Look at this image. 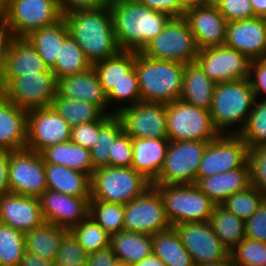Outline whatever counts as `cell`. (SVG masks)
<instances>
[{"instance_id": "cell-23", "label": "cell", "mask_w": 266, "mask_h": 266, "mask_svg": "<svg viewBox=\"0 0 266 266\" xmlns=\"http://www.w3.org/2000/svg\"><path fill=\"white\" fill-rule=\"evenodd\" d=\"M57 94L69 99L83 100L97 105L105 114L109 107L107 94L102 89L98 75L93 68L79 74L68 75L57 80Z\"/></svg>"}, {"instance_id": "cell-60", "label": "cell", "mask_w": 266, "mask_h": 266, "mask_svg": "<svg viewBox=\"0 0 266 266\" xmlns=\"http://www.w3.org/2000/svg\"><path fill=\"white\" fill-rule=\"evenodd\" d=\"M132 266H167L162 262L154 253L145 257L139 262L134 263Z\"/></svg>"}, {"instance_id": "cell-1", "label": "cell", "mask_w": 266, "mask_h": 266, "mask_svg": "<svg viewBox=\"0 0 266 266\" xmlns=\"http://www.w3.org/2000/svg\"><path fill=\"white\" fill-rule=\"evenodd\" d=\"M109 7L121 50L141 52L172 18L135 0H109Z\"/></svg>"}, {"instance_id": "cell-48", "label": "cell", "mask_w": 266, "mask_h": 266, "mask_svg": "<svg viewBox=\"0 0 266 266\" xmlns=\"http://www.w3.org/2000/svg\"><path fill=\"white\" fill-rule=\"evenodd\" d=\"M250 183L266 197V146L249 148Z\"/></svg>"}, {"instance_id": "cell-36", "label": "cell", "mask_w": 266, "mask_h": 266, "mask_svg": "<svg viewBox=\"0 0 266 266\" xmlns=\"http://www.w3.org/2000/svg\"><path fill=\"white\" fill-rule=\"evenodd\" d=\"M212 231L231 252L246 238L245 220L240 219L222 205H216L208 221Z\"/></svg>"}, {"instance_id": "cell-9", "label": "cell", "mask_w": 266, "mask_h": 266, "mask_svg": "<svg viewBox=\"0 0 266 266\" xmlns=\"http://www.w3.org/2000/svg\"><path fill=\"white\" fill-rule=\"evenodd\" d=\"M62 18L57 0H8L2 23L15 37L25 38Z\"/></svg>"}, {"instance_id": "cell-4", "label": "cell", "mask_w": 266, "mask_h": 266, "mask_svg": "<svg viewBox=\"0 0 266 266\" xmlns=\"http://www.w3.org/2000/svg\"><path fill=\"white\" fill-rule=\"evenodd\" d=\"M255 100L249 79L216 83L209 110L215 129L220 134H226L231 126L239 124L237 129L227 132L238 134L245 126Z\"/></svg>"}, {"instance_id": "cell-40", "label": "cell", "mask_w": 266, "mask_h": 266, "mask_svg": "<svg viewBox=\"0 0 266 266\" xmlns=\"http://www.w3.org/2000/svg\"><path fill=\"white\" fill-rule=\"evenodd\" d=\"M89 216L109 235L124 230L123 204L90 200Z\"/></svg>"}, {"instance_id": "cell-29", "label": "cell", "mask_w": 266, "mask_h": 266, "mask_svg": "<svg viewBox=\"0 0 266 266\" xmlns=\"http://www.w3.org/2000/svg\"><path fill=\"white\" fill-rule=\"evenodd\" d=\"M216 83L196 63L185 64L183 88L179 99L197 107L210 110Z\"/></svg>"}, {"instance_id": "cell-3", "label": "cell", "mask_w": 266, "mask_h": 266, "mask_svg": "<svg viewBox=\"0 0 266 266\" xmlns=\"http://www.w3.org/2000/svg\"><path fill=\"white\" fill-rule=\"evenodd\" d=\"M134 68L142 102L169 104L180 98L185 64L154 60L135 52Z\"/></svg>"}, {"instance_id": "cell-42", "label": "cell", "mask_w": 266, "mask_h": 266, "mask_svg": "<svg viewBox=\"0 0 266 266\" xmlns=\"http://www.w3.org/2000/svg\"><path fill=\"white\" fill-rule=\"evenodd\" d=\"M25 252V233L0 223V266H18Z\"/></svg>"}, {"instance_id": "cell-2", "label": "cell", "mask_w": 266, "mask_h": 266, "mask_svg": "<svg viewBox=\"0 0 266 266\" xmlns=\"http://www.w3.org/2000/svg\"><path fill=\"white\" fill-rule=\"evenodd\" d=\"M63 18L70 35L92 65L121 50L116 40L109 4L100 9L76 11L63 15Z\"/></svg>"}, {"instance_id": "cell-19", "label": "cell", "mask_w": 266, "mask_h": 266, "mask_svg": "<svg viewBox=\"0 0 266 266\" xmlns=\"http://www.w3.org/2000/svg\"><path fill=\"white\" fill-rule=\"evenodd\" d=\"M90 199L47 189L39 197L43 220L70 230L89 216Z\"/></svg>"}, {"instance_id": "cell-18", "label": "cell", "mask_w": 266, "mask_h": 266, "mask_svg": "<svg viewBox=\"0 0 266 266\" xmlns=\"http://www.w3.org/2000/svg\"><path fill=\"white\" fill-rule=\"evenodd\" d=\"M71 127L50 106L28 112L26 148L41 153L44 149L70 141Z\"/></svg>"}, {"instance_id": "cell-37", "label": "cell", "mask_w": 266, "mask_h": 266, "mask_svg": "<svg viewBox=\"0 0 266 266\" xmlns=\"http://www.w3.org/2000/svg\"><path fill=\"white\" fill-rule=\"evenodd\" d=\"M51 107L72 128L83 123L98 121L105 113L95 104L55 95Z\"/></svg>"}, {"instance_id": "cell-51", "label": "cell", "mask_w": 266, "mask_h": 266, "mask_svg": "<svg viewBox=\"0 0 266 266\" xmlns=\"http://www.w3.org/2000/svg\"><path fill=\"white\" fill-rule=\"evenodd\" d=\"M99 131V120L90 123H83L71 128L70 141L87 150H91Z\"/></svg>"}, {"instance_id": "cell-32", "label": "cell", "mask_w": 266, "mask_h": 266, "mask_svg": "<svg viewBox=\"0 0 266 266\" xmlns=\"http://www.w3.org/2000/svg\"><path fill=\"white\" fill-rule=\"evenodd\" d=\"M44 163L58 164L88 174L90 177L95 168L91 160L90 150L72 141L55 144L41 153Z\"/></svg>"}, {"instance_id": "cell-27", "label": "cell", "mask_w": 266, "mask_h": 266, "mask_svg": "<svg viewBox=\"0 0 266 266\" xmlns=\"http://www.w3.org/2000/svg\"><path fill=\"white\" fill-rule=\"evenodd\" d=\"M195 185L216 205H221L227 198L236 192L243 191L251 185L249 165L199 178Z\"/></svg>"}, {"instance_id": "cell-50", "label": "cell", "mask_w": 266, "mask_h": 266, "mask_svg": "<svg viewBox=\"0 0 266 266\" xmlns=\"http://www.w3.org/2000/svg\"><path fill=\"white\" fill-rule=\"evenodd\" d=\"M132 154V138L122 131L112 144V153H109V166L132 167Z\"/></svg>"}, {"instance_id": "cell-53", "label": "cell", "mask_w": 266, "mask_h": 266, "mask_svg": "<svg viewBox=\"0 0 266 266\" xmlns=\"http://www.w3.org/2000/svg\"><path fill=\"white\" fill-rule=\"evenodd\" d=\"M249 81L255 98L264 93L263 99H266V58L251 61Z\"/></svg>"}, {"instance_id": "cell-57", "label": "cell", "mask_w": 266, "mask_h": 266, "mask_svg": "<svg viewBox=\"0 0 266 266\" xmlns=\"http://www.w3.org/2000/svg\"><path fill=\"white\" fill-rule=\"evenodd\" d=\"M9 162H10V150L0 151V197L10 193L9 185Z\"/></svg>"}, {"instance_id": "cell-52", "label": "cell", "mask_w": 266, "mask_h": 266, "mask_svg": "<svg viewBox=\"0 0 266 266\" xmlns=\"http://www.w3.org/2000/svg\"><path fill=\"white\" fill-rule=\"evenodd\" d=\"M246 238L266 243V199L259 209L245 221Z\"/></svg>"}, {"instance_id": "cell-45", "label": "cell", "mask_w": 266, "mask_h": 266, "mask_svg": "<svg viewBox=\"0 0 266 266\" xmlns=\"http://www.w3.org/2000/svg\"><path fill=\"white\" fill-rule=\"evenodd\" d=\"M107 101L110 106L112 103H126V105L117 106L112 115L116 114L123 108L133 106L138 102H141L140 88L138 83V76L135 68H133L128 74L127 78L121 81L117 86H114L107 94ZM130 102V103H127ZM128 104V105H127Z\"/></svg>"}, {"instance_id": "cell-54", "label": "cell", "mask_w": 266, "mask_h": 266, "mask_svg": "<svg viewBox=\"0 0 266 266\" xmlns=\"http://www.w3.org/2000/svg\"><path fill=\"white\" fill-rule=\"evenodd\" d=\"M62 15L76 11L100 9L109 4V0H57Z\"/></svg>"}, {"instance_id": "cell-5", "label": "cell", "mask_w": 266, "mask_h": 266, "mask_svg": "<svg viewBox=\"0 0 266 266\" xmlns=\"http://www.w3.org/2000/svg\"><path fill=\"white\" fill-rule=\"evenodd\" d=\"M160 194L173 227L187 222H208L216 204L195 184L152 185Z\"/></svg>"}, {"instance_id": "cell-16", "label": "cell", "mask_w": 266, "mask_h": 266, "mask_svg": "<svg viewBox=\"0 0 266 266\" xmlns=\"http://www.w3.org/2000/svg\"><path fill=\"white\" fill-rule=\"evenodd\" d=\"M115 115L131 138H168L166 104L141 101Z\"/></svg>"}, {"instance_id": "cell-64", "label": "cell", "mask_w": 266, "mask_h": 266, "mask_svg": "<svg viewBox=\"0 0 266 266\" xmlns=\"http://www.w3.org/2000/svg\"><path fill=\"white\" fill-rule=\"evenodd\" d=\"M8 6V0H0V22H2L6 9Z\"/></svg>"}, {"instance_id": "cell-28", "label": "cell", "mask_w": 266, "mask_h": 266, "mask_svg": "<svg viewBox=\"0 0 266 266\" xmlns=\"http://www.w3.org/2000/svg\"><path fill=\"white\" fill-rule=\"evenodd\" d=\"M47 189L74 197H91L88 174L58 164L45 163Z\"/></svg>"}, {"instance_id": "cell-62", "label": "cell", "mask_w": 266, "mask_h": 266, "mask_svg": "<svg viewBox=\"0 0 266 266\" xmlns=\"http://www.w3.org/2000/svg\"><path fill=\"white\" fill-rule=\"evenodd\" d=\"M209 0H178V5L184 10L205 5Z\"/></svg>"}, {"instance_id": "cell-63", "label": "cell", "mask_w": 266, "mask_h": 266, "mask_svg": "<svg viewBox=\"0 0 266 266\" xmlns=\"http://www.w3.org/2000/svg\"><path fill=\"white\" fill-rule=\"evenodd\" d=\"M199 266H235V264L233 263L231 255H229L226 259L217 262L204 263Z\"/></svg>"}, {"instance_id": "cell-13", "label": "cell", "mask_w": 266, "mask_h": 266, "mask_svg": "<svg viewBox=\"0 0 266 266\" xmlns=\"http://www.w3.org/2000/svg\"><path fill=\"white\" fill-rule=\"evenodd\" d=\"M10 192L39 198L46 190L45 163L40 153L27 148L10 151Z\"/></svg>"}, {"instance_id": "cell-56", "label": "cell", "mask_w": 266, "mask_h": 266, "mask_svg": "<svg viewBox=\"0 0 266 266\" xmlns=\"http://www.w3.org/2000/svg\"><path fill=\"white\" fill-rule=\"evenodd\" d=\"M87 266H117L118 260L111 246L88 255Z\"/></svg>"}, {"instance_id": "cell-8", "label": "cell", "mask_w": 266, "mask_h": 266, "mask_svg": "<svg viewBox=\"0 0 266 266\" xmlns=\"http://www.w3.org/2000/svg\"><path fill=\"white\" fill-rule=\"evenodd\" d=\"M166 125L170 141H213L215 129L209 110L177 99L166 104Z\"/></svg>"}, {"instance_id": "cell-38", "label": "cell", "mask_w": 266, "mask_h": 266, "mask_svg": "<svg viewBox=\"0 0 266 266\" xmlns=\"http://www.w3.org/2000/svg\"><path fill=\"white\" fill-rule=\"evenodd\" d=\"M122 131L121 121L115 114H104L99 119L96 143L90 150L95 169L109 166V153H112V144Z\"/></svg>"}, {"instance_id": "cell-39", "label": "cell", "mask_w": 266, "mask_h": 266, "mask_svg": "<svg viewBox=\"0 0 266 266\" xmlns=\"http://www.w3.org/2000/svg\"><path fill=\"white\" fill-rule=\"evenodd\" d=\"M91 67L92 64L85 57L83 50L69 35L60 46L57 62L51 71L58 80L68 75L83 73Z\"/></svg>"}, {"instance_id": "cell-30", "label": "cell", "mask_w": 266, "mask_h": 266, "mask_svg": "<svg viewBox=\"0 0 266 266\" xmlns=\"http://www.w3.org/2000/svg\"><path fill=\"white\" fill-rule=\"evenodd\" d=\"M69 35L67 23L62 18L53 25L31 32L25 38L37 50L46 66L51 70L57 62L60 46Z\"/></svg>"}, {"instance_id": "cell-43", "label": "cell", "mask_w": 266, "mask_h": 266, "mask_svg": "<svg viewBox=\"0 0 266 266\" xmlns=\"http://www.w3.org/2000/svg\"><path fill=\"white\" fill-rule=\"evenodd\" d=\"M249 148L266 146V99H256L243 129L238 133Z\"/></svg>"}, {"instance_id": "cell-21", "label": "cell", "mask_w": 266, "mask_h": 266, "mask_svg": "<svg viewBox=\"0 0 266 266\" xmlns=\"http://www.w3.org/2000/svg\"><path fill=\"white\" fill-rule=\"evenodd\" d=\"M225 46L235 49L251 60L266 58V22L254 17L227 23Z\"/></svg>"}, {"instance_id": "cell-46", "label": "cell", "mask_w": 266, "mask_h": 266, "mask_svg": "<svg viewBox=\"0 0 266 266\" xmlns=\"http://www.w3.org/2000/svg\"><path fill=\"white\" fill-rule=\"evenodd\" d=\"M230 255L235 266H266V243L245 238Z\"/></svg>"}, {"instance_id": "cell-35", "label": "cell", "mask_w": 266, "mask_h": 266, "mask_svg": "<svg viewBox=\"0 0 266 266\" xmlns=\"http://www.w3.org/2000/svg\"><path fill=\"white\" fill-rule=\"evenodd\" d=\"M68 231L44 222L40 227L25 233V251L45 259H55L61 241Z\"/></svg>"}, {"instance_id": "cell-11", "label": "cell", "mask_w": 266, "mask_h": 266, "mask_svg": "<svg viewBox=\"0 0 266 266\" xmlns=\"http://www.w3.org/2000/svg\"><path fill=\"white\" fill-rule=\"evenodd\" d=\"M0 93L27 112L50 107L57 94V79L53 72L24 74L12 78Z\"/></svg>"}, {"instance_id": "cell-14", "label": "cell", "mask_w": 266, "mask_h": 266, "mask_svg": "<svg viewBox=\"0 0 266 266\" xmlns=\"http://www.w3.org/2000/svg\"><path fill=\"white\" fill-rule=\"evenodd\" d=\"M159 192L150 186L124 205V230L154 235L171 228Z\"/></svg>"}, {"instance_id": "cell-10", "label": "cell", "mask_w": 266, "mask_h": 266, "mask_svg": "<svg viewBox=\"0 0 266 266\" xmlns=\"http://www.w3.org/2000/svg\"><path fill=\"white\" fill-rule=\"evenodd\" d=\"M208 142L170 141L163 167L151 185L195 184Z\"/></svg>"}, {"instance_id": "cell-59", "label": "cell", "mask_w": 266, "mask_h": 266, "mask_svg": "<svg viewBox=\"0 0 266 266\" xmlns=\"http://www.w3.org/2000/svg\"><path fill=\"white\" fill-rule=\"evenodd\" d=\"M18 266H56L54 259H45L39 255L25 251Z\"/></svg>"}, {"instance_id": "cell-49", "label": "cell", "mask_w": 266, "mask_h": 266, "mask_svg": "<svg viewBox=\"0 0 266 266\" xmlns=\"http://www.w3.org/2000/svg\"><path fill=\"white\" fill-rule=\"evenodd\" d=\"M221 12L225 20L230 23L238 20L254 18V11L250 0H211Z\"/></svg>"}, {"instance_id": "cell-22", "label": "cell", "mask_w": 266, "mask_h": 266, "mask_svg": "<svg viewBox=\"0 0 266 266\" xmlns=\"http://www.w3.org/2000/svg\"><path fill=\"white\" fill-rule=\"evenodd\" d=\"M0 223L26 233L43 223L39 198L15 193L0 197Z\"/></svg>"}, {"instance_id": "cell-47", "label": "cell", "mask_w": 266, "mask_h": 266, "mask_svg": "<svg viewBox=\"0 0 266 266\" xmlns=\"http://www.w3.org/2000/svg\"><path fill=\"white\" fill-rule=\"evenodd\" d=\"M88 255L74 235L68 231L61 241L54 261L56 266L87 265Z\"/></svg>"}, {"instance_id": "cell-65", "label": "cell", "mask_w": 266, "mask_h": 266, "mask_svg": "<svg viewBox=\"0 0 266 266\" xmlns=\"http://www.w3.org/2000/svg\"><path fill=\"white\" fill-rule=\"evenodd\" d=\"M117 266H132V265L118 264Z\"/></svg>"}, {"instance_id": "cell-34", "label": "cell", "mask_w": 266, "mask_h": 266, "mask_svg": "<svg viewBox=\"0 0 266 266\" xmlns=\"http://www.w3.org/2000/svg\"><path fill=\"white\" fill-rule=\"evenodd\" d=\"M134 64L135 52L120 50L116 55L98 61L92 66L98 75L102 89L108 94L114 86L127 78Z\"/></svg>"}, {"instance_id": "cell-15", "label": "cell", "mask_w": 266, "mask_h": 266, "mask_svg": "<svg viewBox=\"0 0 266 266\" xmlns=\"http://www.w3.org/2000/svg\"><path fill=\"white\" fill-rule=\"evenodd\" d=\"M251 59L225 45L200 49L195 62L215 83L250 78Z\"/></svg>"}, {"instance_id": "cell-24", "label": "cell", "mask_w": 266, "mask_h": 266, "mask_svg": "<svg viewBox=\"0 0 266 266\" xmlns=\"http://www.w3.org/2000/svg\"><path fill=\"white\" fill-rule=\"evenodd\" d=\"M52 72L26 38L13 40L0 71V90L12 79L24 74Z\"/></svg>"}, {"instance_id": "cell-26", "label": "cell", "mask_w": 266, "mask_h": 266, "mask_svg": "<svg viewBox=\"0 0 266 266\" xmlns=\"http://www.w3.org/2000/svg\"><path fill=\"white\" fill-rule=\"evenodd\" d=\"M169 143L168 138H132V168L151 184L163 167Z\"/></svg>"}, {"instance_id": "cell-12", "label": "cell", "mask_w": 266, "mask_h": 266, "mask_svg": "<svg viewBox=\"0 0 266 266\" xmlns=\"http://www.w3.org/2000/svg\"><path fill=\"white\" fill-rule=\"evenodd\" d=\"M248 153L249 147L238 134H219L206 146L197 180L245 167L248 164Z\"/></svg>"}, {"instance_id": "cell-58", "label": "cell", "mask_w": 266, "mask_h": 266, "mask_svg": "<svg viewBox=\"0 0 266 266\" xmlns=\"http://www.w3.org/2000/svg\"><path fill=\"white\" fill-rule=\"evenodd\" d=\"M14 39L15 36L13 33L0 22V71L5 64L6 57Z\"/></svg>"}, {"instance_id": "cell-20", "label": "cell", "mask_w": 266, "mask_h": 266, "mask_svg": "<svg viewBox=\"0 0 266 266\" xmlns=\"http://www.w3.org/2000/svg\"><path fill=\"white\" fill-rule=\"evenodd\" d=\"M183 17L194 35L199 50L225 44L228 22L211 0L203 6L186 10Z\"/></svg>"}, {"instance_id": "cell-31", "label": "cell", "mask_w": 266, "mask_h": 266, "mask_svg": "<svg viewBox=\"0 0 266 266\" xmlns=\"http://www.w3.org/2000/svg\"><path fill=\"white\" fill-rule=\"evenodd\" d=\"M112 247L119 264L133 265L153 253L152 236L139 232L120 231L111 235Z\"/></svg>"}, {"instance_id": "cell-17", "label": "cell", "mask_w": 266, "mask_h": 266, "mask_svg": "<svg viewBox=\"0 0 266 266\" xmlns=\"http://www.w3.org/2000/svg\"><path fill=\"white\" fill-rule=\"evenodd\" d=\"M196 266L226 259L230 251L212 231L209 222H187L173 226Z\"/></svg>"}, {"instance_id": "cell-25", "label": "cell", "mask_w": 266, "mask_h": 266, "mask_svg": "<svg viewBox=\"0 0 266 266\" xmlns=\"http://www.w3.org/2000/svg\"><path fill=\"white\" fill-rule=\"evenodd\" d=\"M28 112L0 93V149L17 151L27 145Z\"/></svg>"}, {"instance_id": "cell-7", "label": "cell", "mask_w": 266, "mask_h": 266, "mask_svg": "<svg viewBox=\"0 0 266 266\" xmlns=\"http://www.w3.org/2000/svg\"><path fill=\"white\" fill-rule=\"evenodd\" d=\"M199 48L190 27L182 17H173L165 28L140 52L154 60L195 62Z\"/></svg>"}, {"instance_id": "cell-44", "label": "cell", "mask_w": 266, "mask_h": 266, "mask_svg": "<svg viewBox=\"0 0 266 266\" xmlns=\"http://www.w3.org/2000/svg\"><path fill=\"white\" fill-rule=\"evenodd\" d=\"M266 197L253 185L227 198L221 205L243 220L249 219Z\"/></svg>"}, {"instance_id": "cell-6", "label": "cell", "mask_w": 266, "mask_h": 266, "mask_svg": "<svg viewBox=\"0 0 266 266\" xmlns=\"http://www.w3.org/2000/svg\"><path fill=\"white\" fill-rule=\"evenodd\" d=\"M90 186V200L125 205L152 185L132 167L105 166L94 170Z\"/></svg>"}, {"instance_id": "cell-33", "label": "cell", "mask_w": 266, "mask_h": 266, "mask_svg": "<svg viewBox=\"0 0 266 266\" xmlns=\"http://www.w3.org/2000/svg\"><path fill=\"white\" fill-rule=\"evenodd\" d=\"M152 248L167 266H196L174 227L152 235Z\"/></svg>"}, {"instance_id": "cell-55", "label": "cell", "mask_w": 266, "mask_h": 266, "mask_svg": "<svg viewBox=\"0 0 266 266\" xmlns=\"http://www.w3.org/2000/svg\"><path fill=\"white\" fill-rule=\"evenodd\" d=\"M150 9L173 17H182L184 10L178 5V0H135Z\"/></svg>"}, {"instance_id": "cell-61", "label": "cell", "mask_w": 266, "mask_h": 266, "mask_svg": "<svg viewBox=\"0 0 266 266\" xmlns=\"http://www.w3.org/2000/svg\"><path fill=\"white\" fill-rule=\"evenodd\" d=\"M254 17H266V0H250Z\"/></svg>"}, {"instance_id": "cell-41", "label": "cell", "mask_w": 266, "mask_h": 266, "mask_svg": "<svg viewBox=\"0 0 266 266\" xmlns=\"http://www.w3.org/2000/svg\"><path fill=\"white\" fill-rule=\"evenodd\" d=\"M69 231L88 254L110 246L111 235L90 216Z\"/></svg>"}]
</instances>
